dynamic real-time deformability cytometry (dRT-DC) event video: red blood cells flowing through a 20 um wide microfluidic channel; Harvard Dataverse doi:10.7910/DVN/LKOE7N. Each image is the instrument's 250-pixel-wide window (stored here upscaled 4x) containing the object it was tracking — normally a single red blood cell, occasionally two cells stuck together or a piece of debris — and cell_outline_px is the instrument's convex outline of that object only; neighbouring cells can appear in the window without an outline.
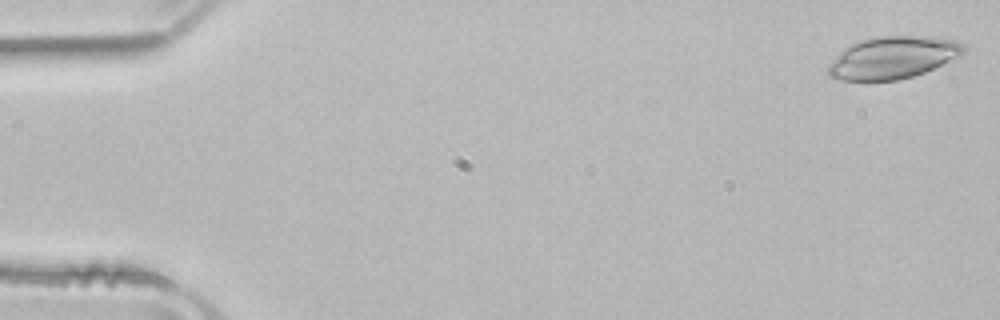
{"species": "common noctule bat (a hibernating species)", "species_latin": "Nyctalus noctula", "temperature_condition": "room temperature", "stored_images_in_passage": 49, "camera_frame_rate_fps": 3000, "um_per_image_px": 0.085, "animal": {"sex": "male", "body_mass_g": 21.5, "forearm_length_mm": 52.0}, "frame": {"image": 1, "passage_image": 1, "time_ms": 0.0, "image_size_px": [1000, 320], "cell_outline_px": [[968, 48], [960, 56], [924, 72], [912, 76], [896, 80], [836, 80], [828, 76], [828, 64], [844, 48], [860, 40], [880, 36], [932, 36], [956, 40], [968, 44]], "centroid_in_image_um": [75.92, 4.88], "position_along_channel_um": 9.1, "area_um2": 33.47}}
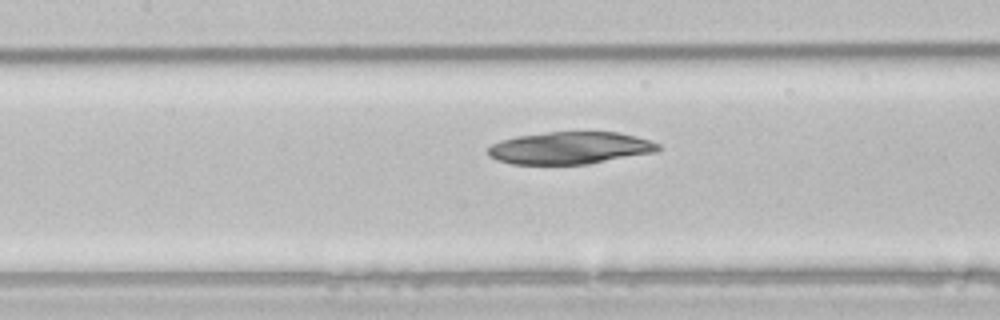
{"frame": {"image": 2, "passage_image": 23, "time_ms": 7.333, "image_size_px": [1000, 320], "cell_outline_px": [[660, 148], [656, 152], [588, 164], [512, 164], [496, 160], [488, 156], [488, 148], [492, 144], [500, 140], [516, 136], [548, 132], [620, 132], [636, 136], [660, 144]], "centroid_in_image_um": [48.43, 12.58], "position_along_channel_um": 159.0, "area_um2": 32.08}}
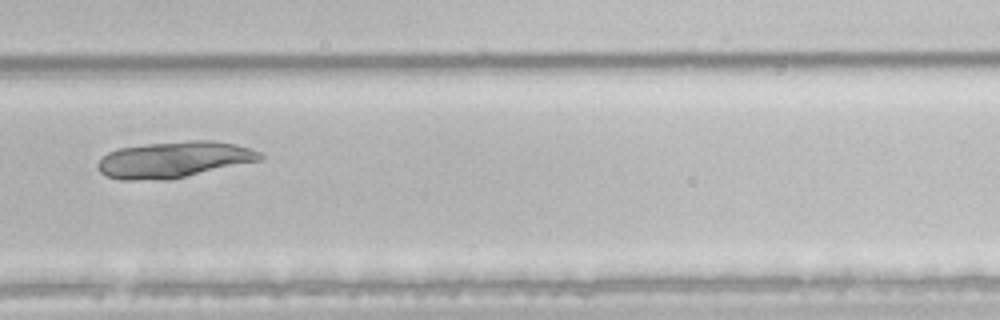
{"frame": {"image": 3, "passage_image": 35, "time_ms": 11.333, "image_size_px": [1000, 320], "cell_outline_px": [[264, 156], [260, 160], [168, 180], [120, 180], [104, 176], [96, 168], [96, 164], [108, 152], [116, 148], [144, 144], [188, 140], [212, 140], [236, 144], [252, 148], [260, 152]], "centroid_in_image_um": [14.74, 13.56], "position_along_channel_um": 315.1, "area_um2": 34.56}}